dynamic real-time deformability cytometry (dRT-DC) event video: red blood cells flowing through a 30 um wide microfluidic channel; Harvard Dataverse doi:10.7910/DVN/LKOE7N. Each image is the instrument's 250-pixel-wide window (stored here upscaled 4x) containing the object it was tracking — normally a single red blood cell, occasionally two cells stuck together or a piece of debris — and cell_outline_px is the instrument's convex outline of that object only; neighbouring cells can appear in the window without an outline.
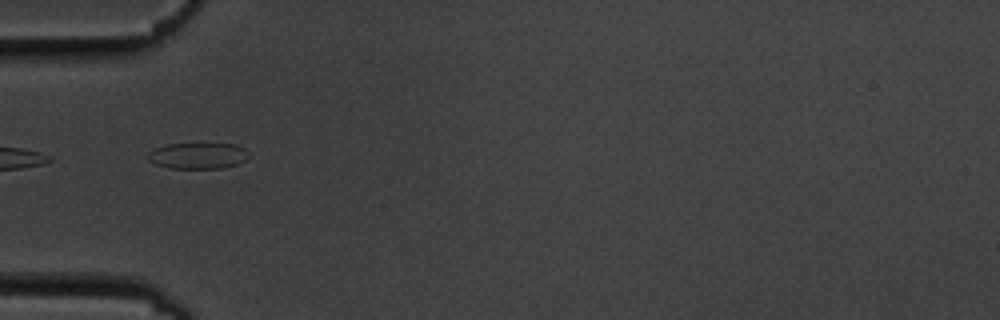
{"species": "common noctule bat (a hibernating species)", "species_latin": "Nyctalus noctula", "temperature_condition": "cold", "stored_images_in_passage": 11, "camera_frame_rate_fps": 3000, "um_per_image_px": 0.085, "animal": {"sex": "male", "body_mass_g": 19.5, "forearm_length_mm": 54.6}, "frame": {"image": 1, "passage_image": 5, "time_ms": 5.333, "image_size_px": [1000, 320], "cell_outline_px": [[248, 160], [224, 168], [168, 168], [156, 164], [148, 160], [144, 156], [148, 152], [156, 148], [168, 144], [236, 144], [244, 148], [248, 152]], "centroid_in_image_um": [16.81, 13.24], "position_along_channel_um": 68.2, "area_um2": 15.43}}
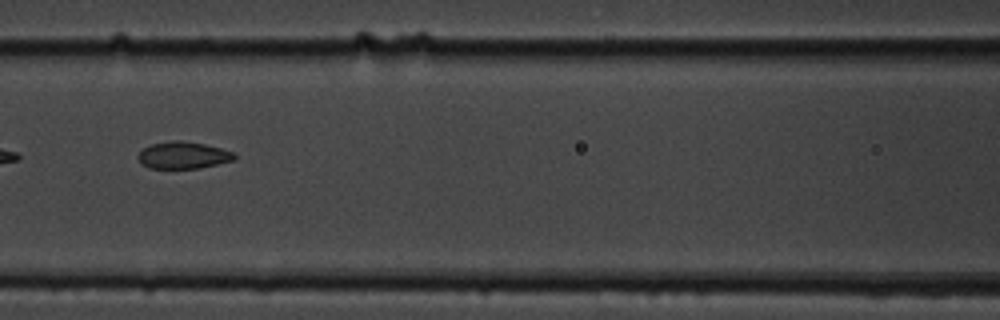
{"frame": {"image": 2, "passage_image": 7, "time_ms": 7.667, "image_size_px": [1000, 320], "cell_outline_px": [[236, 160], [200, 168], [148, 168], [136, 156], [144, 148], [152, 144], [172, 140], [180, 140], [204, 144], [236, 152]], "centroid_in_image_um": [15.62, 13.19], "position_along_channel_um": 151.0, "area_um2": 15.14}}
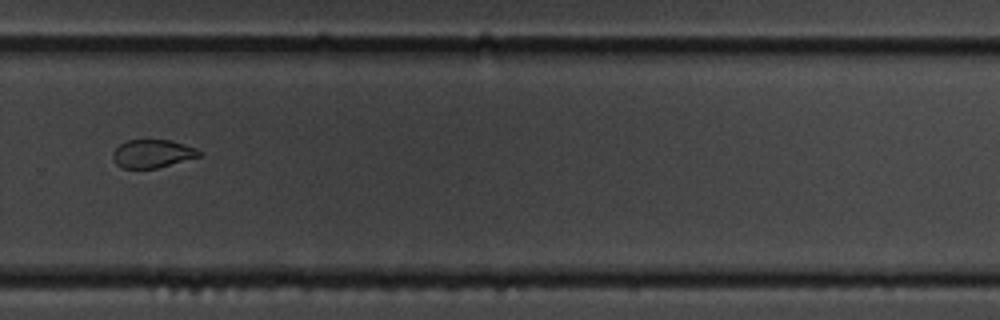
{"frame": {"image": 3, "passage_image": 11, "time_ms": 12.333, "image_size_px": [1000, 320], "cell_outline_px": [[200, 156], [156, 168], [124, 168], [116, 164], [112, 156], [112, 152], [120, 144], [128, 140], [172, 140], [196, 148], [200, 152]], "centroid_in_image_um": [12.93, 13.05], "position_along_channel_um": 316.9, "area_um2": 13.99}}